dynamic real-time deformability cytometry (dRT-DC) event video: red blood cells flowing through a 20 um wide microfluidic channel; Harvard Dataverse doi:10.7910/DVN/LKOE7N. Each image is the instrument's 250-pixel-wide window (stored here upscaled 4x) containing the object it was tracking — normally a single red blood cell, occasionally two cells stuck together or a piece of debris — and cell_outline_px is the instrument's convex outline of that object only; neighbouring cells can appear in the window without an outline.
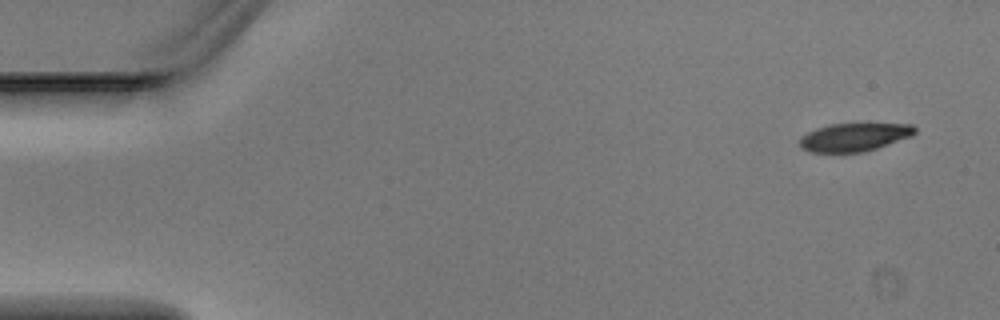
{"species": "Egyptian fruit bat (a non-hibernating species)", "species_latin": "Rousettus aegyptiacus", "temperature_condition": "warm", "stored_images_in_passage": 4, "camera_frame_rate_fps": 3000, "um_per_image_px": 0.085, "animal": {"sex": "male"}, "frame": {"image": 1, "passage_image": 1, "time_ms": 0.0, "image_size_px": [1000, 320], "cell_outline_px": [[916, 132], [912, 136], [864, 152], [808, 152], [800, 148], [800, 136], [816, 128], [828, 124], [912, 124], [916, 128]], "centroid_in_image_um": [72.58, 11.66], "position_along_channel_um": 12.4, "area_um2": 18.9}}
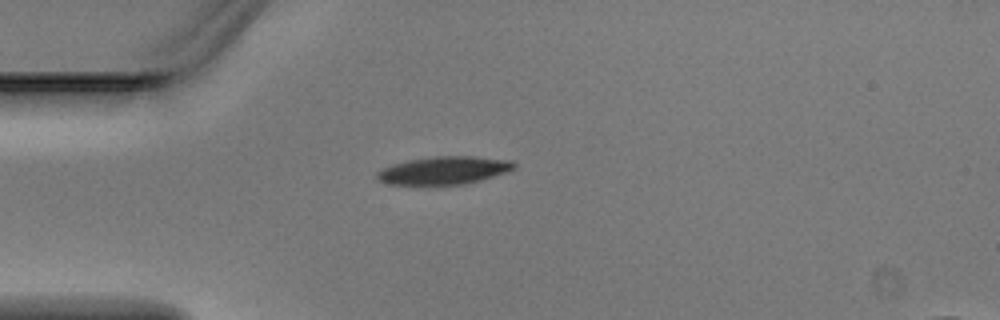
{"frame": {"image": 2, "passage_image": 4, "time_ms": 1.0, "image_size_px": [1000, 320], "cell_outline_px": [[516, 168], [508, 172], [480, 180], [464, 184], [388, 184], [380, 180], [376, 176], [376, 172], [392, 164], [412, 160], [436, 156], [472, 156], [512, 160], [516, 164]], "centroid_in_image_um": [37.8, 14.47], "position_along_channel_um": 47.2, "area_um2": 22.02}}